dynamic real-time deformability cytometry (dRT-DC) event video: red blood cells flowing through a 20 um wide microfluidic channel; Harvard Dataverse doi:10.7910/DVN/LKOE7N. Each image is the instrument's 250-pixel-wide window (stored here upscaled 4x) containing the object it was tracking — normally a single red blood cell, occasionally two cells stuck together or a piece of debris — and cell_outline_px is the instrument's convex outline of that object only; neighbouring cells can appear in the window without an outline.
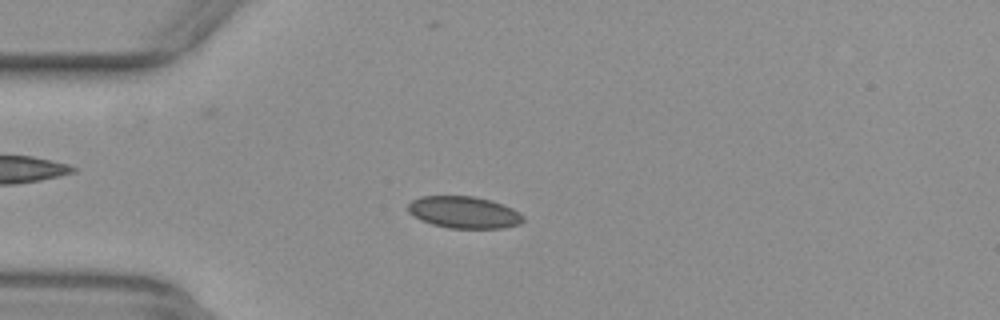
{"species": "common noctule bat (a hibernating species)", "species_latin": "Nyctalus noctula", "temperature_condition": "warm", "stored_images_in_passage": 48, "camera_frame_rate_fps": 3000, "um_per_image_px": 0.085, "animal": {"sex": "female", "body_mass_g": 29.2, "forearm_length_mm": 56.3}, "frame": {"image": 1, "passage_image": 9, "time_ms": 2.667, "image_size_px": [1000, 320], "cell_outline_px": [[524, 220], [520, 224], [504, 228], [448, 228], [432, 224], [420, 220], [408, 212], [408, 204], [412, 200], [420, 196], [476, 196], [492, 200], [504, 204], [520, 212], [524, 216]], "centroid_in_image_um": [39.46, 18.04], "position_along_channel_um": 45.5, "area_um2": 21.68}}
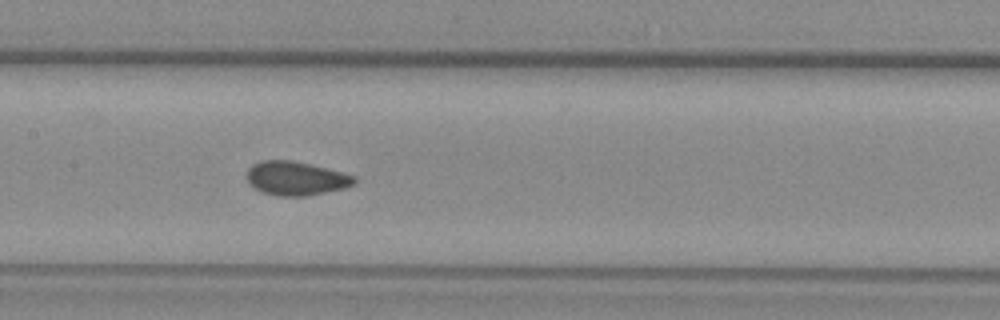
{"frame": {"image": 2, "passage_image": 21, "time_ms": 6.667, "image_size_px": [1000, 320], "cell_outline_px": [[356, 184], [344, 188], [308, 196], [280, 196], [260, 192], [248, 184], [248, 168], [252, 164], [260, 160], [292, 160], [356, 176]], "centroid_in_image_um": [25.13, 15.17], "position_along_channel_um": 182.3, "area_um2": 21.21}}
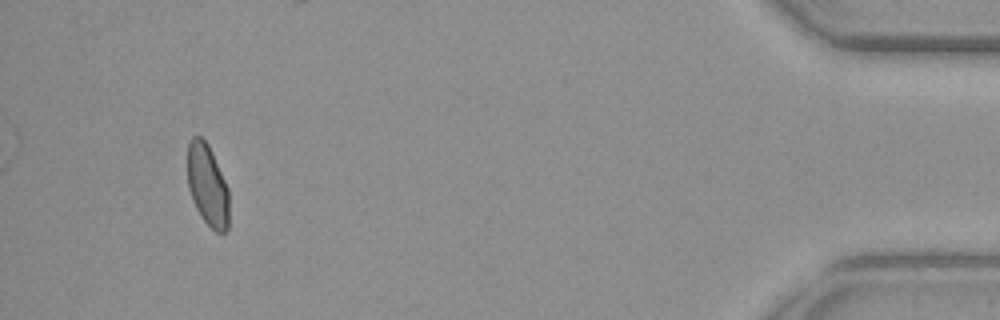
{"frame": {"image": 3, "passage_image": 45, "time_ms": 14.667, "image_size_px": [1000, 320], "cell_outline_px": [[228, 228], [224, 232], [216, 232], [200, 216], [192, 200], [188, 188], [188, 140], [192, 136], [200, 136], [208, 144], [212, 152], [228, 188]], "centroid_in_image_um": [17.62, 15.73], "position_along_channel_um": 417.6, "area_um2": 19.71}, "authors_computed_cell_mechanics": {"area_um2": 21.097, "velocity_mm_per_s": 3.895, "shape_relaxation_time_tau1_ms": null, "shape_relaxation_time_tau2_ms": 0.8028, "deformation_change_tau1": null, "deformation_change_tau2": 0.049}}